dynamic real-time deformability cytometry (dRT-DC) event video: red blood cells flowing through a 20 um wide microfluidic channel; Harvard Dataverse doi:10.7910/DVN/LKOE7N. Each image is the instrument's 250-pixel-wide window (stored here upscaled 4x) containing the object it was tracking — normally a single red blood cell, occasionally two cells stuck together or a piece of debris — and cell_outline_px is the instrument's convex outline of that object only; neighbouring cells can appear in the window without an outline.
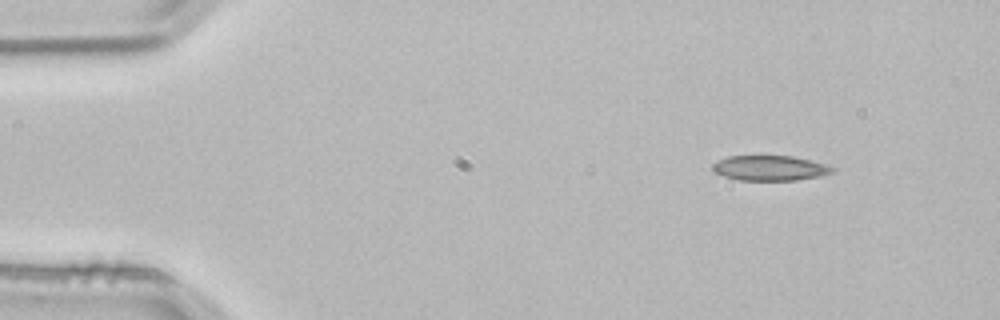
{"species": "common noctule bat (a hibernating species)", "species_latin": "Nyctalus noctula", "temperature_condition": "room temperature", "stored_images_in_passage": 3, "camera_frame_rate_fps": 3000, "um_per_image_px": 0.085, "animal": {"sex": "male", "body_mass_g": 21.5, "forearm_length_mm": 52.0}, "frame": {"image": 1, "passage_image": 1, "time_ms": 0.0, "image_size_px": [1000, 320], "cell_outline_px": [[836, 168], [832, 172], [820, 176], [796, 180], [740, 180], [724, 176], [716, 172], [712, 168], [712, 164], [728, 156], [792, 156], [824, 164]], "centroid_in_image_um": [65.44, 14.29], "position_along_channel_um": 19.6, "area_um2": 17.22}}
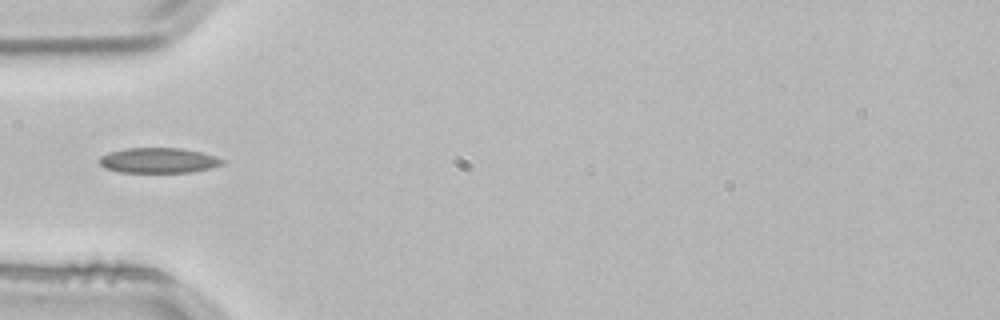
{"frame": {"image": 2, "passage_image": 3, "time_ms": 0.667, "image_size_px": [1000, 320], "cell_outline_px": [[224, 160], [220, 164], [208, 168], [192, 172], [120, 172], [104, 168], [100, 164], [100, 156], [108, 152], [124, 148], [184, 148], [216, 156]], "centroid_in_image_um": [13.42, 13.62], "position_along_channel_um": 71.6, "area_um2": 17.98}}